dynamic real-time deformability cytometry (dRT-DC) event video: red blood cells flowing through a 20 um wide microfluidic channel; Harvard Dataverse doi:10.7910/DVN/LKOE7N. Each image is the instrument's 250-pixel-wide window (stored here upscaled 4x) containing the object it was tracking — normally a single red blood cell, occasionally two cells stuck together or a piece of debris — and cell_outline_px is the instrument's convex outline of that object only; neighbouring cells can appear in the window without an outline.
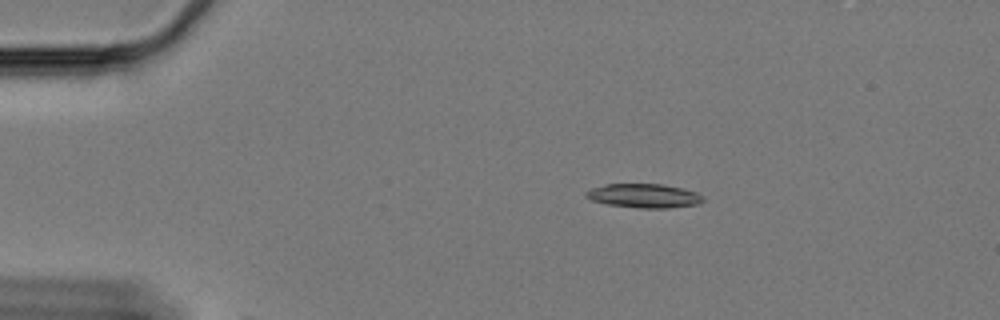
{"species": "Egyptian fruit bat (a non-hibernating species)", "species_latin": "Rousettus aegyptiacus", "temperature_condition": "cold", "stored_images_in_passage": 4, "camera_frame_rate_fps": 3000, "um_per_image_px": 0.085, "animal": {"sex": "female"}, "frame": {"image": 1, "passage_image": 1, "time_ms": 0.0, "image_size_px": [1000, 320], "cell_outline_px": [[704, 200], [696, 204], [668, 208], [636, 208], [608, 204], [592, 200], [584, 196], [584, 192], [592, 188], [608, 184], [660, 184], [684, 188], [696, 192], [704, 196]], "centroid_in_image_um": [54.74, 16.64], "position_along_channel_um": 30.3, "area_um2": 16.36}}